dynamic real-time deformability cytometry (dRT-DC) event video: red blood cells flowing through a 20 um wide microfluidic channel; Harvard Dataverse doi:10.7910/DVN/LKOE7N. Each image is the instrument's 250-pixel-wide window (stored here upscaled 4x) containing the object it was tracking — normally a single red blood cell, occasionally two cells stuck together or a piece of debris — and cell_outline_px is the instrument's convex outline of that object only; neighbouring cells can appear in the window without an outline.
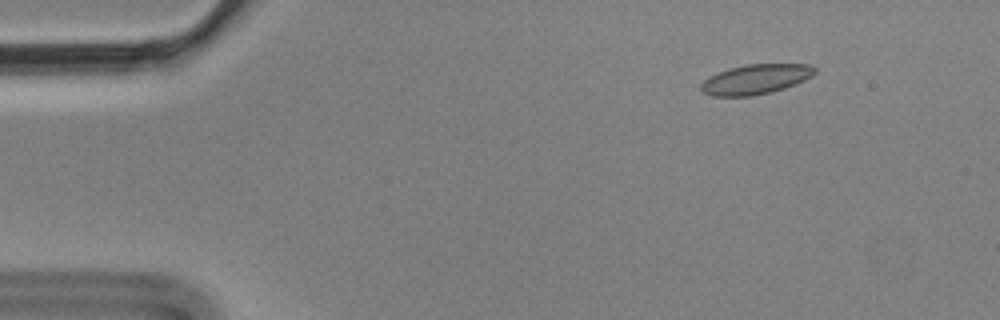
{"species": "Egyptian fruit bat (a non-hibernating species)", "species_latin": "Rousettus aegyptiacus", "temperature_condition": "cold", "stored_images_in_passage": 5, "camera_frame_rate_fps": 3000, "um_per_image_px": 0.085, "animal": {"sex": "male"}, "frame": {"image": 1, "passage_image": 2, "time_ms": 0.333, "image_size_px": [1000, 320], "cell_outline_px": [[816, 72], [812, 76], [804, 80], [784, 88], [772, 92], [752, 96], [712, 96], [700, 92], [700, 84], [708, 76], [728, 68], [744, 64], [812, 64], [816, 68]], "centroid_in_image_um": [64.2, 6.73], "position_along_channel_um": 20.8, "area_um2": 20.06}}
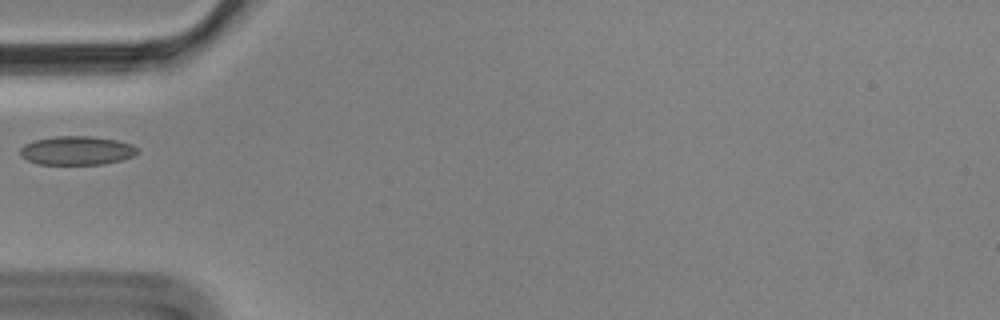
{"frame": {"image": 2, "passage_image": 5, "time_ms": 1.333, "image_size_px": [1000, 320], "cell_outline_px": [[140, 152], [132, 156], [120, 160], [104, 164], [40, 164], [28, 160], [20, 156], [20, 148], [24, 144], [32, 140], [56, 136], [88, 136], [116, 140], [132, 144]], "centroid_in_image_um": [6.5, 12.79], "position_along_channel_um": 78.5, "area_um2": 19.65}}